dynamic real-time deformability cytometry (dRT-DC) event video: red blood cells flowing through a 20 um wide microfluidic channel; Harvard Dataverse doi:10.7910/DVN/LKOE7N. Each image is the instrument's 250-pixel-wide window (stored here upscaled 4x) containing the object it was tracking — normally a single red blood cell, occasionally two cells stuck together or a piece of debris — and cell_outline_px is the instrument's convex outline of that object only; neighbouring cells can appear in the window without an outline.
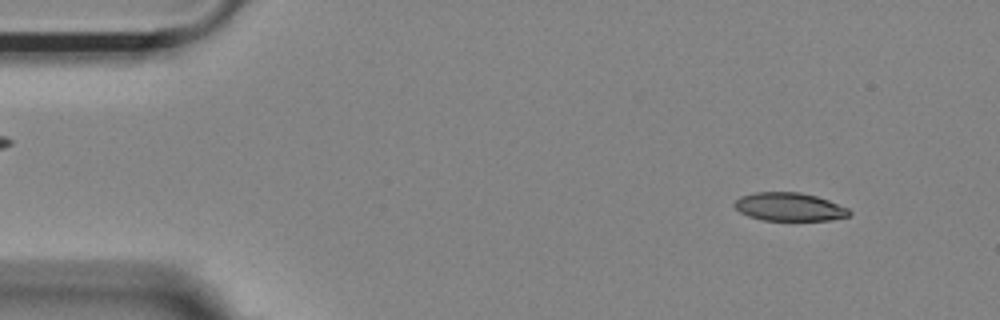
{"species": "Egyptian fruit bat (a non-hibernating species)", "species_latin": "Rousettus aegyptiacus", "temperature_condition": "room temperature", "stored_images_in_passage": 53, "camera_frame_rate_fps": 3000, "um_per_image_px": 0.085, "animal": {"sex": "female"}, "frame": {"image": 1, "passage_image": 5, "time_ms": 1.333, "image_size_px": [1000, 320], "cell_outline_px": [[852, 212], [848, 216], [832, 220], [764, 220], [748, 216], [740, 212], [732, 204], [740, 196], [756, 192], [800, 192], [816, 196], [828, 200], [848, 208]], "centroid_in_image_um": [67.09, 17.58], "position_along_channel_um": 17.9, "area_um2": 18.9}}
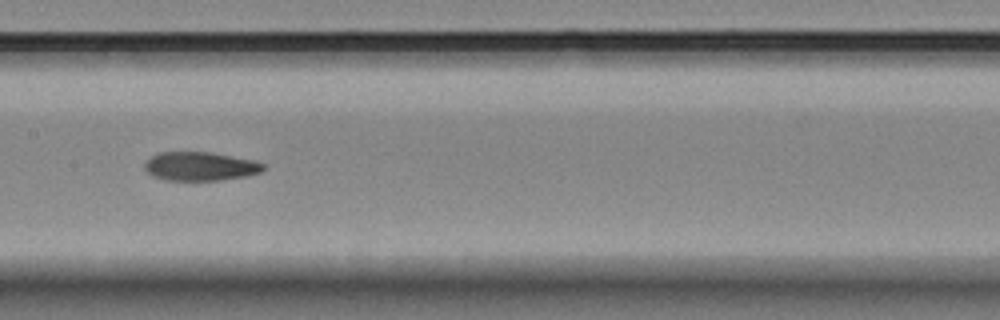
{"frame": {"image": 2, "passage_image": 26, "time_ms": 8.333, "image_size_px": [1000, 320], "cell_outline_px": [[264, 168], [260, 172], [248, 176], [220, 180], [168, 180], [152, 176], [144, 168], [144, 164], [152, 156], [160, 152], [212, 152], [256, 160], [264, 164]], "centroid_in_image_um": [17.05, 14.13], "position_along_channel_um": 190.4, "area_um2": 19.94}}
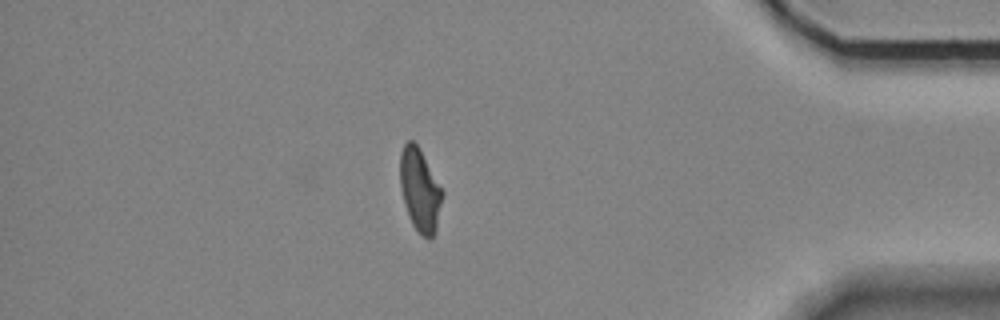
{"frame": {"image": 3, "passage_image": 46, "time_ms": 15.0, "image_size_px": [1000, 320], "cell_outline_px": [[444, 192], [436, 228], [432, 236], [428, 240], [412, 224], [400, 188], [400, 152], [404, 144], [408, 140], [412, 140], [420, 148]], "centroid_in_image_um": [35.69, 16.1], "position_along_channel_um": 399.5, "area_um2": 20.17}, "authors_computed_cell_mechanics": {"area_um2": 20.6346, "velocity_mm_per_s": 3.6944, "shape_relaxation_time_tau1_ms": null, "shape_relaxation_time_tau2_ms": 4.8445, "deformation_change_tau1": null, "deformation_change_tau2": 0.1162}}